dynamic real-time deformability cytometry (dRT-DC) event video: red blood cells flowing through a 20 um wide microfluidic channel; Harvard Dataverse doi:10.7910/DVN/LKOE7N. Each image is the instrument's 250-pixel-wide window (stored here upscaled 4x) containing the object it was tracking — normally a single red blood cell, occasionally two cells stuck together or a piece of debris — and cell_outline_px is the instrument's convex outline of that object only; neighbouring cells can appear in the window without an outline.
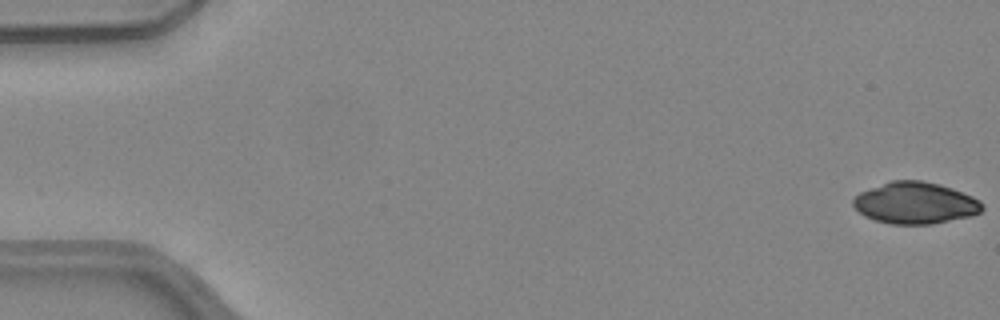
{"species": "common noctule bat (a hibernating species)", "species_latin": "Nyctalus noctula", "temperature_condition": "warm", "stored_images_in_passage": 51, "camera_frame_rate_fps": 3000, "um_per_image_px": 0.085, "animal": {"sex": "female", "body_mass_g": 24.6, "forearm_length_mm": 56.2}, "frame": {"image": 1, "passage_image": 1, "time_ms": 0.0, "image_size_px": [1000, 320], "cell_outline_px": [[984, 208], [980, 212], [972, 216], [932, 224], [892, 224], [876, 220], [864, 216], [852, 204], [852, 200], [860, 192], [892, 180], [920, 180], [940, 184], [952, 188], [972, 196], [980, 200], [984, 204]], "centroid_in_image_um": [77.83, 17.25], "position_along_channel_um": 7.2, "area_um2": 31.33}}